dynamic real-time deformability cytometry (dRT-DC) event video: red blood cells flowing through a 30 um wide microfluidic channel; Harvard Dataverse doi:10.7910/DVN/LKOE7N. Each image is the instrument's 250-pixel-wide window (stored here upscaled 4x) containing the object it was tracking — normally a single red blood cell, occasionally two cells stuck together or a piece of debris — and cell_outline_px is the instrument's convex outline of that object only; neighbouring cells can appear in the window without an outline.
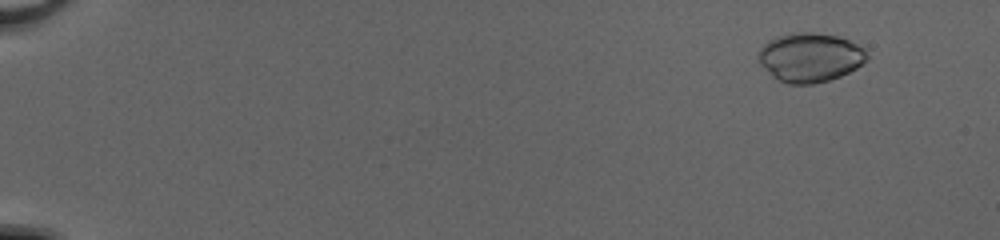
{"species": "common noctule bat (a hibernating species)", "species_latin": "Nyctalus noctula", "temperature_condition": "cold", "stored_images_in_passage": 28, "camera_frame_rate_fps": 3000, "um_per_image_px": 0.085, "animal": {"sex": "female", "body_mass_g": 20.0, "forearm_length_mm": 54.0}, "frame": {"image": 1, "passage_image": 6, "time_ms": 1.667, "image_size_px": [1000, 240], "cell_outline_px": [[868, 60], [856, 68], [840, 76], [828, 80], [812, 84], [788, 84], [776, 80], [760, 64], [756, 56], [760, 48], [768, 40], [776, 36], [796, 32], [812, 32], [836, 36], [848, 40], [864, 48], [868, 52]], "centroid_in_image_um": [68.83, 4.88], "position_along_channel_um": 16.2, "area_um2": 31.27}}
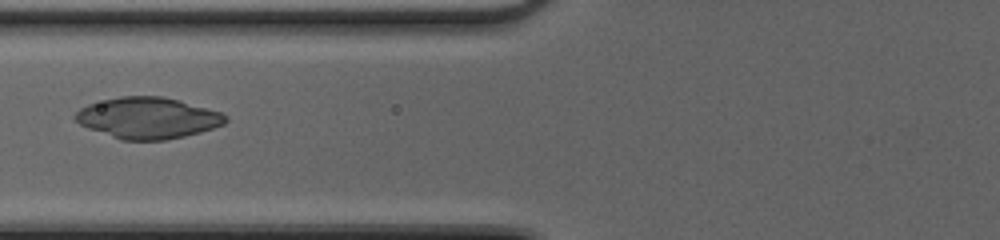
{"frame": {"image": 2, "passage_image": 25, "time_ms": 8.0, "image_size_px": [1000, 240], "cell_outline_px": [[228, 120], [224, 124], [200, 132], [168, 140], [120, 140], [88, 128], [80, 124], [72, 116], [80, 108], [88, 104], [120, 96], [164, 96], [180, 100], [220, 112], [228, 116]], "centroid_in_image_um": [12.56, 10.03], "position_along_channel_um": 113.2, "area_um2": 36.13}}
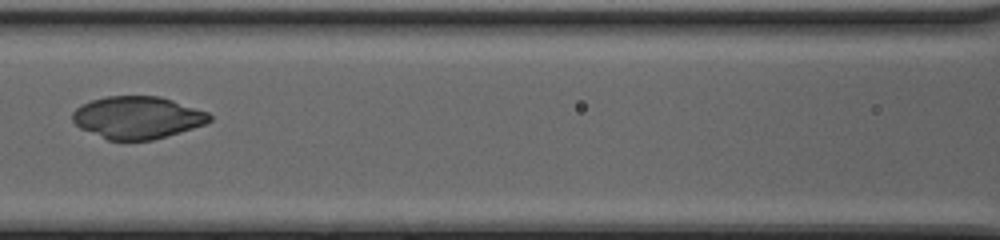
{"frame": {"image": 3, "passage_image": 28, "time_ms": 9.0, "image_size_px": [1000, 240], "cell_outline_px": [[212, 120], [204, 124], [180, 132], [152, 140], [108, 140], [80, 128], [72, 120], [72, 112], [80, 104], [92, 100], [108, 96], [160, 96], [208, 112], [212, 116]], "centroid_in_image_um": [11.66, 9.98], "position_along_channel_um": 154.9, "area_um2": 33.7}}